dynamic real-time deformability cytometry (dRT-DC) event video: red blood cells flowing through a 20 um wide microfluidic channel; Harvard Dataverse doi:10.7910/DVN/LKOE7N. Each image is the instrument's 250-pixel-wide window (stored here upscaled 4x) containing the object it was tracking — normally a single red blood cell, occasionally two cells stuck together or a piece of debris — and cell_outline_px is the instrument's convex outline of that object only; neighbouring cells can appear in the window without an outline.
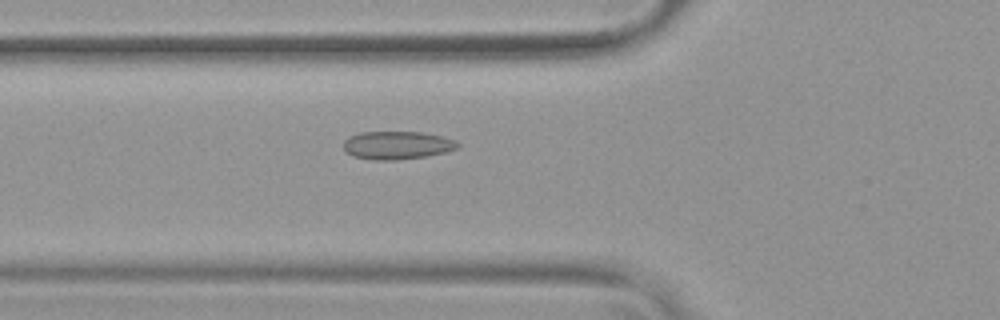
{"species": "common noctule bat (a hibernating species)", "species_latin": "Nyctalus noctula", "temperature_condition": "warm", "stored_images_in_passage": 54, "camera_frame_rate_fps": 3000, "um_per_image_px": 0.085, "animal": {"sex": "female", "body_mass_g": 19.9}, "frame": {"image": 1, "passage_image": 20, "time_ms": 6.333, "image_size_px": [1000, 320], "cell_outline_px": [[460, 148], [448, 152], [428, 156], [396, 160], [372, 160], [352, 156], [344, 148], [344, 140], [348, 136], [360, 132], [424, 132], [456, 140], [460, 144]], "centroid_in_image_um": [33.79, 12.35], "position_along_channel_um": 92.0, "area_um2": 18.96}}
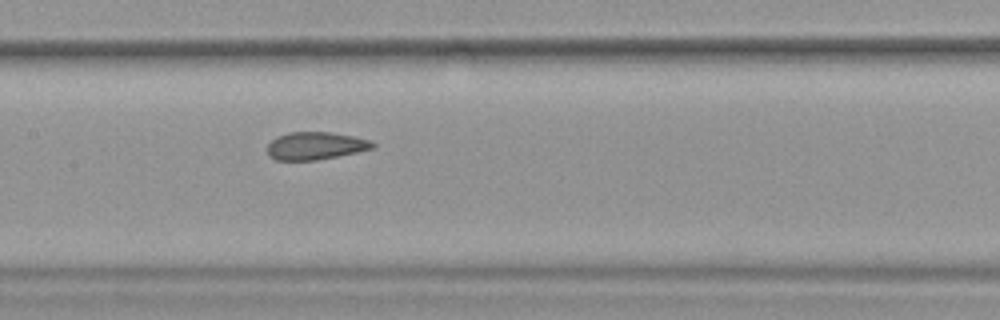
{"frame": {"image": 2, "passage_image": 27, "time_ms": 8.667, "image_size_px": [1000, 320], "cell_outline_px": [[376, 148], [316, 160], [276, 160], [268, 156], [268, 144], [276, 136], [288, 132], [332, 132], [372, 140], [376, 144]], "centroid_in_image_um": [26.83, 12.38], "position_along_channel_um": 180.6, "area_um2": 17.05}}
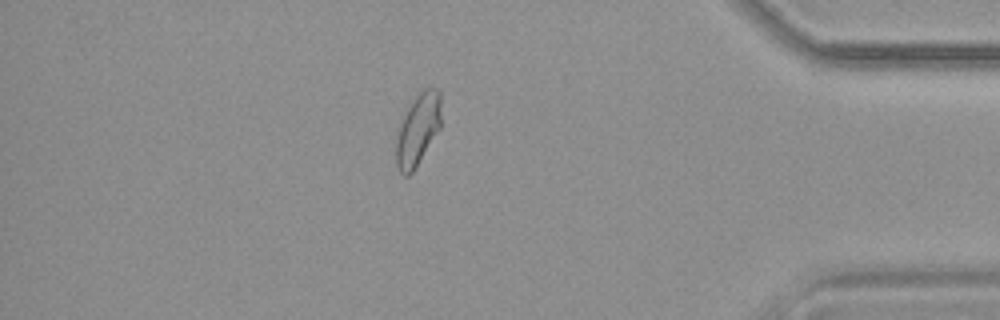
{"frame": {"image": 3, "passage_image": 47, "time_ms": 15.333, "image_size_px": [1000, 320], "cell_outline_px": [[440, 128], [412, 172], [408, 176], [404, 176], [400, 172], [396, 164], [396, 140], [400, 124], [408, 108], [416, 96], [424, 88], [436, 88], [440, 92]], "centroid_in_image_um": [35.51, 11.02], "position_along_channel_um": 399.7, "area_um2": 18.38}, "authors_computed_cell_mechanics": {"area_um2": 18.8139, "velocity_mm_per_s": 3.7909, "shape_relaxation_time_tau1_ms": 6.3158, "shape_relaxation_time_tau2_ms": 0.6863, "deformation_change_tau1": 0.1372, "deformation_change_tau2": 0.0748}}